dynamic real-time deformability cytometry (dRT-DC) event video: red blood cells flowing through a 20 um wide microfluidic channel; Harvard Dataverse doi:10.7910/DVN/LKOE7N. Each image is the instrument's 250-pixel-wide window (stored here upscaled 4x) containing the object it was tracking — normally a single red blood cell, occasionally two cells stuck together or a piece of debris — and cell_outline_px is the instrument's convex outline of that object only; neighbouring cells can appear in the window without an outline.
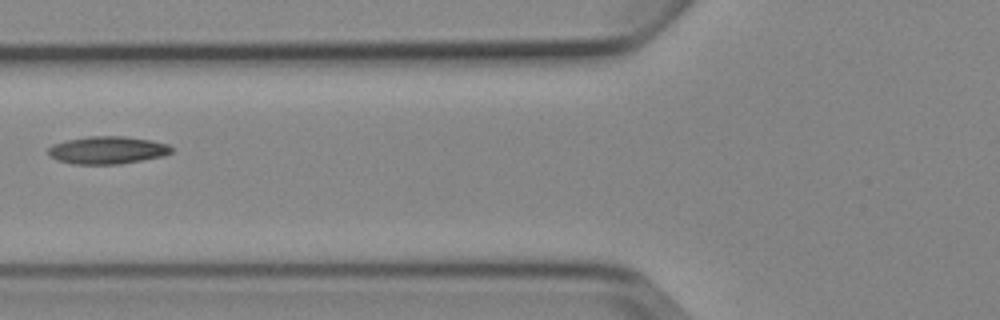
{"species": "Egyptian fruit bat (a non-hibernating species)", "species_latin": "Rousettus aegyptiacus", "temperature_condition": "cold", "stored_images_in_passage": 6, "camera_frame_rate_fps": 3000, "um_per_image_px": 0.085, "animal": {"sex": "female"}, "frame": {"image": 1, "passage_image": 6, "time_ms": 5.667, "image_size_px": [1000, 320], "cell_outline_px": [[172, 152], [164, 156], [120, 164], [72, 164], [56, 160], [48, 156], [48, 148], [52, 144], [68, 140], [88, 136], [124, 136], [148, 140], [168, 144], [172, 148]], "centroid_in_image_um": [9.1, 12.77], "position_along_channel_um": 116.7, "area_um2": 19.88}}